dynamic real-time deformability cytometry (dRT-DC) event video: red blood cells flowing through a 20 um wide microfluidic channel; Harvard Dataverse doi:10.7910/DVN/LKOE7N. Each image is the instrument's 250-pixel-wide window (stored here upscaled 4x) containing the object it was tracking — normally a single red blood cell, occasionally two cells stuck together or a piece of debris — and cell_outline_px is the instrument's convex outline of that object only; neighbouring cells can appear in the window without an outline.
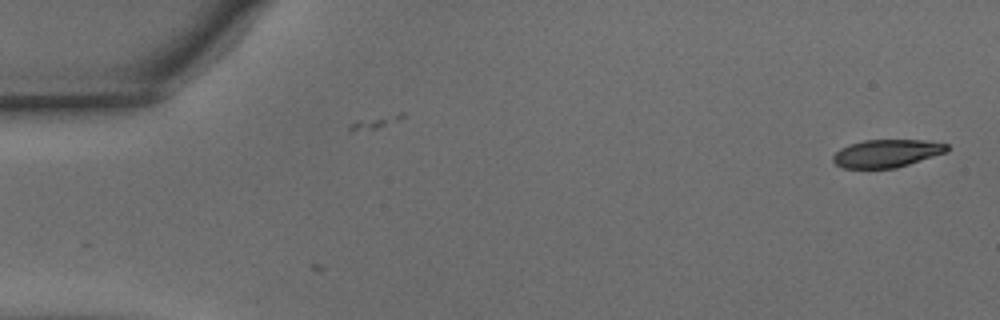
{"species": "common noctule bat (a hibernating species)", "species_latin": "Nyctalus noctula", "temperature_condition": "warm", "stored_images_in_passage": 6, "camera_frame_rate_fps": 3000, "um_per_image_px": 0.085, "animal": {"sex": "male", "body_mass_g": 15.6}, "frame": {"image": 1, "passage_image": 6, "time_ms": 1.667, "image_size_px": [1000, 320], "cell_outline_px": [[948, 152], [896, 168], [844, 168], [836, 164], [832, 160], [832, 156], [840, 148], [864, 140], [924, 140], [948, 144]], "centroid_in_image_um": [75.39, 13.04], "position_along_channel_um": 9.6, "area_um2": 18.44}}